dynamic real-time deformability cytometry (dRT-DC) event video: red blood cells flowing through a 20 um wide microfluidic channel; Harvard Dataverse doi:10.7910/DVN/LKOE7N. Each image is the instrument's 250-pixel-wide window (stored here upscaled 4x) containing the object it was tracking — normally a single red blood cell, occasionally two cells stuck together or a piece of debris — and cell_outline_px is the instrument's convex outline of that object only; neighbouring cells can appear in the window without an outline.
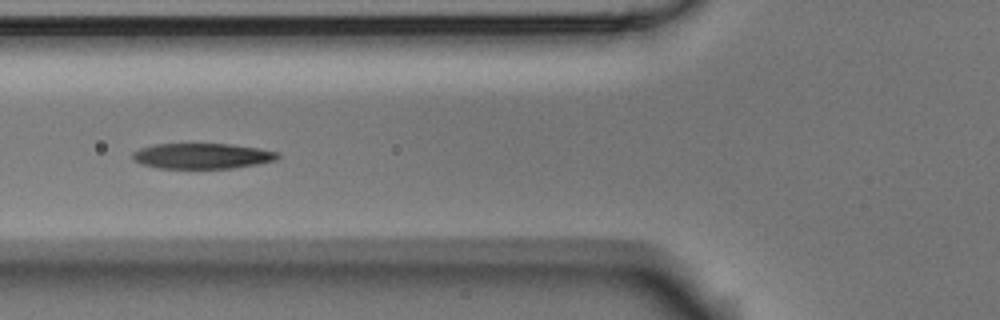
{"species": "Egyptian fruit bat (a non-hibernating species)", "species_latin": "Rousettus aegyptiacus", "temperature_condition": "room temperature", "stored_images_in_passage": 6, "camera_frame_rate_fps": 3000, "um_per_image_px": 0.085, "animal": {"sex": "male"}, "frame": {"image": 1, "passage_image": 6, "time_ms": 1.667, "image_size_px": [1000, 320], "cell_outline_px": [[280, 156], [276, 160], [256, 164], [232, 168], [160, 168], [140, 164], [132, 160], [132, 152], [140, 148], [156, 144], [228, 144], [256, 148], [276, 152]], "centroid_in_image_um": [17.12, 13.26], "position_along_channel_um": 108.7, "area_um2": 21.39}}